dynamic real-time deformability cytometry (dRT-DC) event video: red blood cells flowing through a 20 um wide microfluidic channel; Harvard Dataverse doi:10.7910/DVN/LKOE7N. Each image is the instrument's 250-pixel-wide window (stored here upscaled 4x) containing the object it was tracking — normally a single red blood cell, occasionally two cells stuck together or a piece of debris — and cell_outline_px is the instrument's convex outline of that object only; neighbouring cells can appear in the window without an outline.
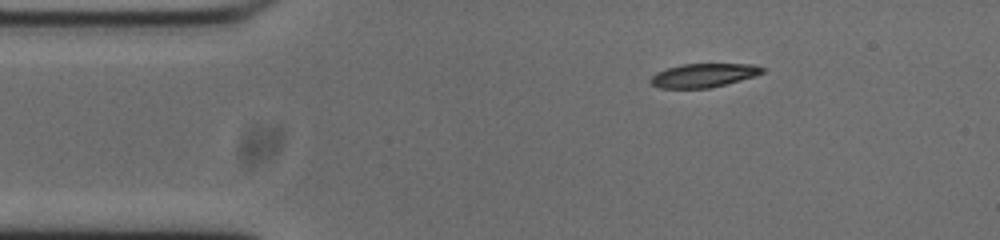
{"species": "common noctule bat (a hibernating species)", "species_latin": "Nyctalus noctula", "temperature_condition": "cold", "stored_images_in_passage": 47, "camera_frame_rate_fps": 3000, "um_per_image_px": 0.085, "animal": {"sex": "male", "body_mass_g": 20.0, "forearm_length_mm": 53.3}, "frame": {"image": 1, "passage_image": 1, "time_ms": 0.0, "image_size_px": [1000, 240], "cell_outline_px": [[764, 72], [756, 76], [708, 88], [660, 88], [652, 84], [648, 80], [656, 72], [680, 64], [752, 64], [764, 68]], "centroid_in_image_um": [59.78, 6.4], "position_along_channel_um": 25.2, "area_um2": 15.37}}
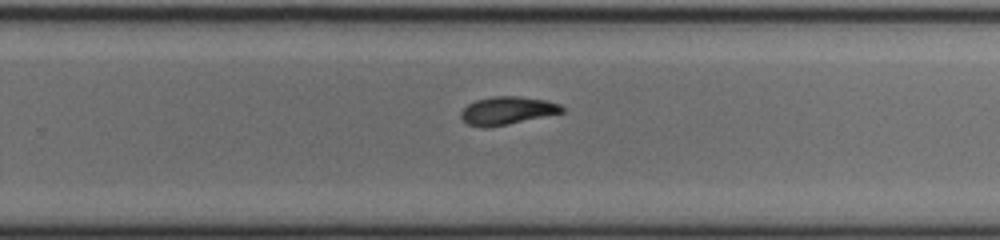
{"frame": {"image": 2, "passage_image": 26, "time_ms": 8.333, "image_size_px": [1000, 240], "cell_outline_px": [[564, 112], [508, 124], [484, 128], [468, 124], [460, 116], [460, 112], [468, 104], [476, 100], [492, 96], [516, 96], [544, 100], [560, 104], [564, 108]], "centroid_in_image_um": [43.1, 9.4], "position_along_channel_um": 286.7, "area_um2": 16.3}}
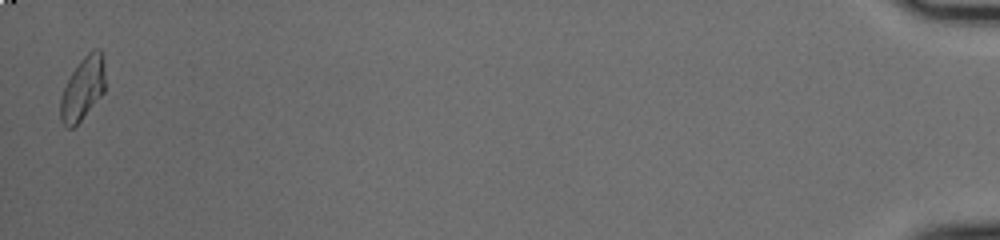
{"frame": {"image": 3, "passage_image": 46, "time_ms": 15.0, "image_size_px": [1000, 240], "cell_outline_px": [[104, 92], [80, 120], [72, 128], [64, 128], [60, 120], [60, 96], [72, 72], [80, 60], [92, 48], [100, 48], [104, 64]], "centroid_in_image_um": [7.01, 7.52], "position_along_channel_um": 428.2, "area_um2": 16.36}, "authors_computed_cell_mechanics": {"area_um2": 16.7042, "velocity_mm_per_s": 3.7357, "shape_relaxation_time_tau1_ms": 9.9384, "shape_relaxation_time_tau2_ms": 7.9268, "deformation_change_tau1": 0.245, "deformation_change_tau2": 0.1361}}